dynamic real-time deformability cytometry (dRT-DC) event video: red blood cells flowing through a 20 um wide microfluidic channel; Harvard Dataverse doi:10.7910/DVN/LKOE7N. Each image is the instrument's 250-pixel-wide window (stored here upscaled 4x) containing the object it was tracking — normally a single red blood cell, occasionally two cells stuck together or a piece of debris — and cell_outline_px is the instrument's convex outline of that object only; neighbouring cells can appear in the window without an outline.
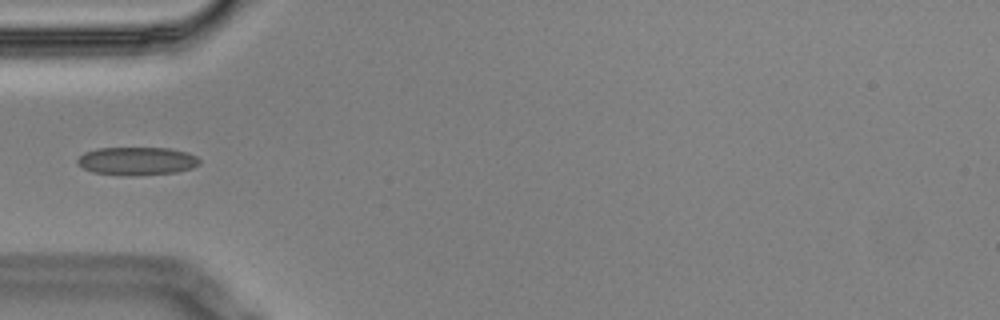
{"species": "Egyptian fruit bat (a non-hibernating species)", "species_latin": "Rousettus aegyptiacus", "temperature_condition": "cold", "stored_images_in_passage": 6, "camera_frame_rate_fps": 3000, "um_per_image_px": 0.085, "animal": {"sex": "male"}, "frame": {"image": 1, "passage_image": 4, "time_ms": 1.0, "image_size_px": [1000, 320], "cell_outline_px": [[200, 164], [192, 168], [176, 172], [132, 176], [120, 176], [92, 172], [84, 168], [76, 160], [84, 152], [96, 148], [168, 148], [188, 152], [196, 156], [200, 160]], "centroid_in_image_um": [11.64, 13.69], "position_along_channel_um": 73.4, "area_um2": 20.17}}
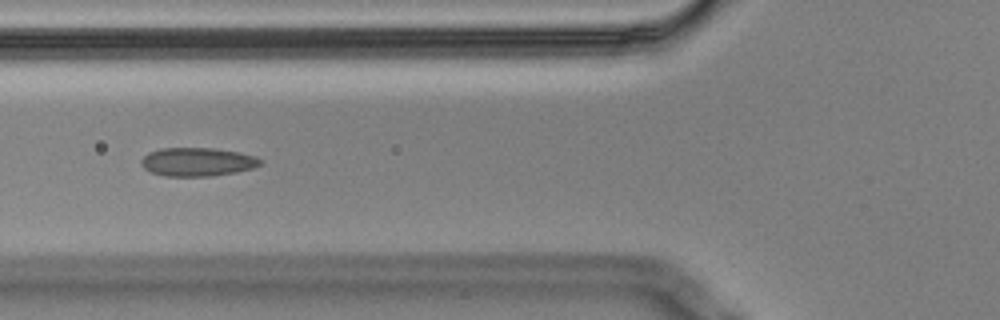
{"frame": {"image": 2, "passage_image": 5, "time_ms": 1.333, "image_size_px": [1000, 320], "cell_outline_px": [[260, 164], [252, 168], [236, 172], [212, 176], [164, 176], [152, 172], [144, 168], [140, 164], [140, 160], [148, 152], [160, 148], [212, 148], [240, 152], [256, 156], [260, 160]], "centroid_in_image_um": [16.75, 13.75], "position_along_channel_um": 109.1, "area_um2": 19.83}}